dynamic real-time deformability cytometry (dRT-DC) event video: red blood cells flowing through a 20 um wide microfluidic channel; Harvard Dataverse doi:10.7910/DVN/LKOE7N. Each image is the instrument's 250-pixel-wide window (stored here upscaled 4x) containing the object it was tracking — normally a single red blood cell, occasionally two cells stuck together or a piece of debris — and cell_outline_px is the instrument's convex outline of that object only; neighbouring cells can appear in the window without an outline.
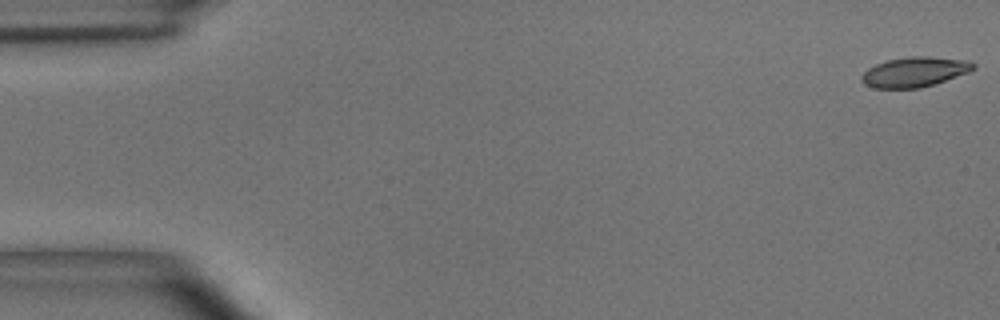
{"species": "common noctule bat (a hibernating species)", "species_latin": "Nyctalus noctula", "temperature_condition": "room temperature", "stored_images_in_passage": 12, "camera_frame_rate_fps": 3000, "um_per_image_px": 0.085, "animal": {"sex": "male", "body_mass_g": 15.6}, "frame": {"image": 1, "passage_image": 1, "time_ms": 0.0, "image_size_px": [1000, 320], "cell_outline_px": [[976, 68], [968, 72], [920, 88], [876, 88], [864, 84], [860, 80], [860, 76], [868, 68], [876, 64], [888, 60], [912, 56], [928, 56], [968, 60], [976, 64]], "centroid_in_image_um": [77.73, 6.11], "position_along_channel_um": 7.3, "area_um2": 19.36}}